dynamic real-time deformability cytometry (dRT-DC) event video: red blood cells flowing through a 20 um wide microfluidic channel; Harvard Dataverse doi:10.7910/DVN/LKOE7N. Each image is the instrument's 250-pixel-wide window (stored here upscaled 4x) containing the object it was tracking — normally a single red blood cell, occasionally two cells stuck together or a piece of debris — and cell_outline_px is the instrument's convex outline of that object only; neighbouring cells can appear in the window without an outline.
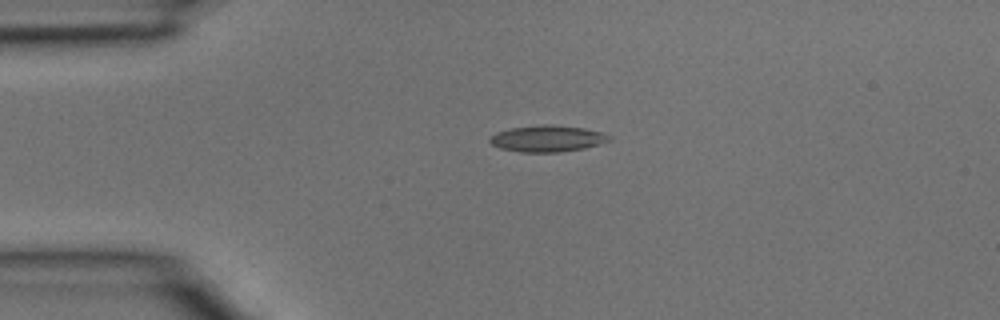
{"species": "common noctule bat (a hibernating species)", "species_latin": "Nyctalus noctula", "temperature_condition": "room temperature", "stored_images_in_passage": 3, "camera_frame_rate_fps": 3000, "um_per_image_px": 0.085, "animal": {"sex": "male", "body_mass_g": 15.6}, "frame": {"image": 1, "passage_image": 2, "time_ms": 0.333, "image_size_px": [1000, 320], "cell_outline_px": [[612, 140], [600, 144], [584, 148], [560, 152], [520, 152], [500, 148], [492, 144], [488, 140], [488, 136], [496, 132], [512, 128], [544, 124], [552, 124], [584, 128], [600, 132], [612, 136]], "centroid_in_image_um": [46.52, 11.78], "position_along_channel_um": 38.5, "area_um2": 18.5}}
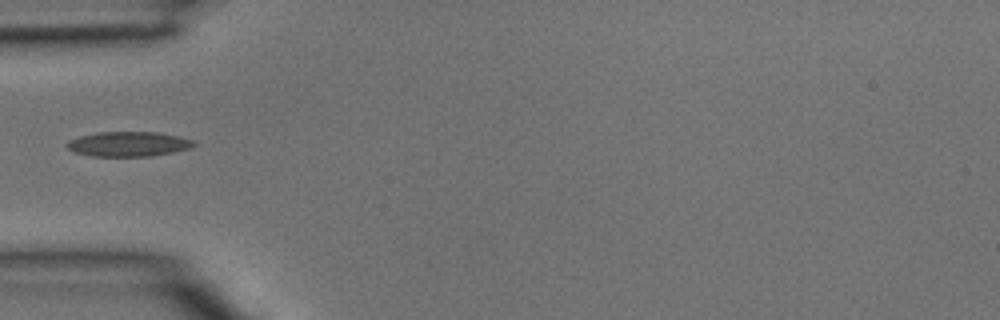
{"frame": {"image": 2, "passage_image": 3, "time_ms": 0.667, "image_size_px": [1000, 320], "cell_outline_px": [[196, 144], [192, 148], [152, 156], [92, 156], [72, 152], [64, 144], [68, 140], [80, 136], [100, 132], [156, 132], [176, 136], [192, 140]], "centroid_in_image_um": [10.87, 12.25], "position_along_channel_um": 74.1, "area_um2": 18.32}}